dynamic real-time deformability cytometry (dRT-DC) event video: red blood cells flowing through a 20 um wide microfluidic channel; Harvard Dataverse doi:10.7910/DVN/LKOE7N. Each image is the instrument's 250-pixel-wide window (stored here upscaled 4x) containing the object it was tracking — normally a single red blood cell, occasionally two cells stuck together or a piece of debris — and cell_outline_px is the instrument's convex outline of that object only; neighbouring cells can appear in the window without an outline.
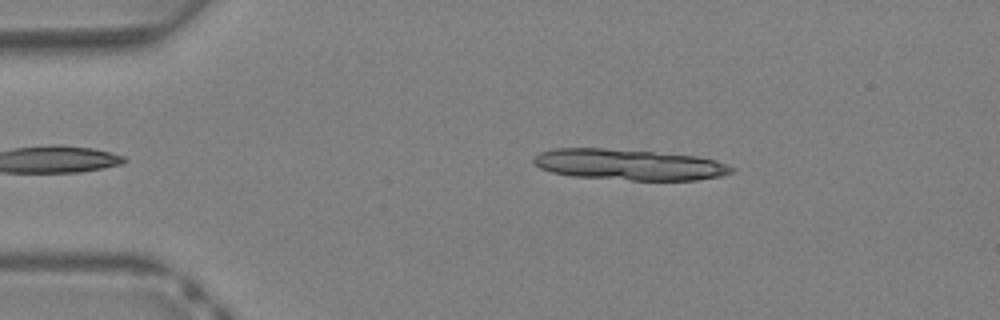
{"species": "Egyptian fruit bat (a non-hibernating species)", "species_latin": "Rousettus aegyptiacus", "temperature_condition": "warm", "stored_images_in_passage": 30, "segment_of_instrument_passage": [1, 2], "camera_frame_rate_fps": 3000, "um_per_image_px": 0.085, "animal": {"sex": "female"}, "frame": {"image": 1, "passage_image": 3, "time_ms": 0.667, "image_size_px": [1000, 320], "cell_outline_px": [[736, 168], [732, 172], [720, 176], [696, 180], [632, 180], [572, 176], [552, 172], [540, 168], [532, 160], [540, 152], [552, 148], [604, 148], [652, 152], [696, 156], [716, 160]], "centroid_in_image_um": [53.46, 13.99], "position_along_channel_um": 31.5, "area_um2": 35.49}}